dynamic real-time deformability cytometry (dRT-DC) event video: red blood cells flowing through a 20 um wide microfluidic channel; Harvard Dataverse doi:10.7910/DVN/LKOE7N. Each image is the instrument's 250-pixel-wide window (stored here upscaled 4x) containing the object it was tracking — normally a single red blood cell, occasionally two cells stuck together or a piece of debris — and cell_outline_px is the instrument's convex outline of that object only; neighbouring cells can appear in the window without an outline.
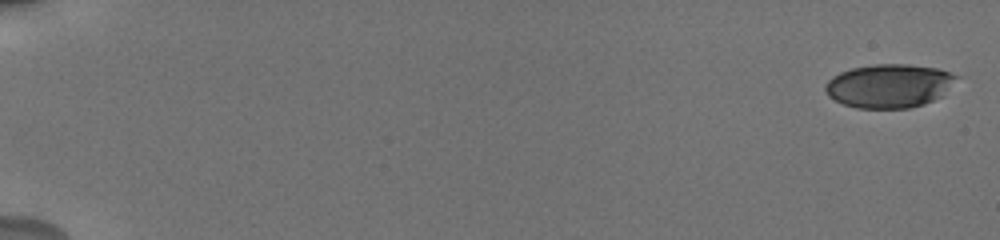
{"species": "human", "species_latin": "Homo sapiens", "temperature_condition": "cold", "stored_images_in_passage": 7, "camera_frame_rate_fps": 3000, "um_per_image_px": 0.085, "donor": {"sex": "male"}, "frame": {"image": 1, "passage_image": 1, "time_ms": 0.0, "image_size_px": [1000, 240], "cell_outline_px": [[960, 76], [944, 96], [924, 104], [908, 108], [856, 108], [844, 104], [828, 96], [824, 88], [824, 84], [832, 76], [840, 72], [852, 68], [872, 64], [908, 64], [936, 68]], "centroid_in_image_um": [75.59, 7.29], "position_along_channel_um": 9.4, "area_um2": 33.64}}
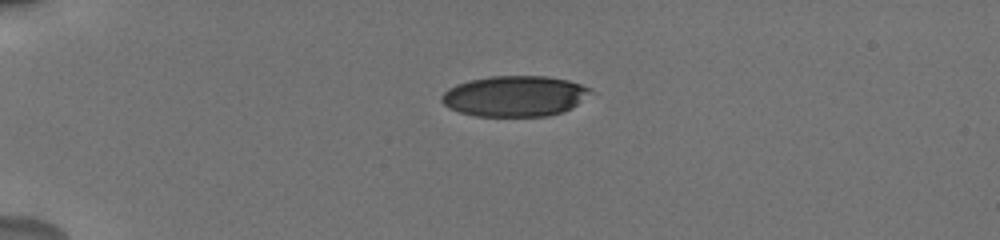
{"frame": {"image": 2, "passage_image": 6, "time_ms": 4.667, "image_size_px": [1000, 240], "cell_outline_px": [[592, 92], [572, 108], [548, 116], [476, 116], [460, 112], [448, 108], [440, 100], [440, 96], [448, 88], [456, 84], [468, 80], [492, 76], [548, 76], [568, 80], [592, 88]], "centroid_in_image_um": [43.73, 8.16], "position_along_channel_um": 41.3, "area_um2": 35.43}}